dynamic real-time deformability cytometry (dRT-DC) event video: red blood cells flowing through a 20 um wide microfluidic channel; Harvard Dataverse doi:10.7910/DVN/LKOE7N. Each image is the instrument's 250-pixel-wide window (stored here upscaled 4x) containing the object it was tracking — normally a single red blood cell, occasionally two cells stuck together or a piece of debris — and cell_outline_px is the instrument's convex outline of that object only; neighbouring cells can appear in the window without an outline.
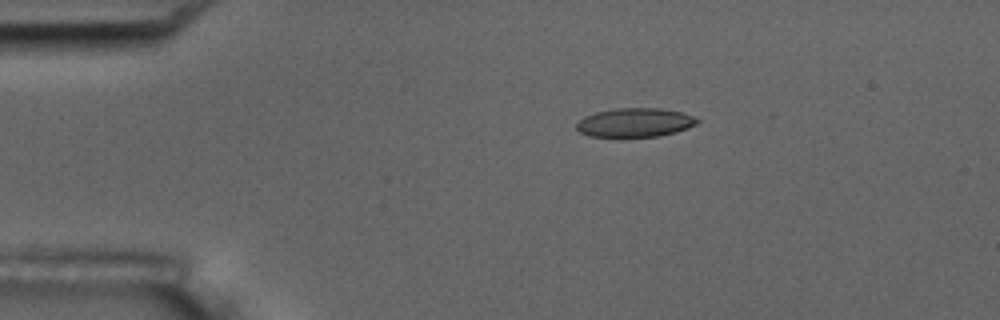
{"species": "common noctule bat (a hibernating species)", "species_latin": "Nyctalus noctula", "temperature_condition": "room temperature", "stored_images_in_passage": 8, "camera_frame_rate_fps": 3000, "um_per_image_px": 0.085, "animal": {"sex": "male", "body_mass_g": 17.5, "forearm_length_mm": 52.3}, "frame": {"image": 1, "passage_image": 4, "time_ms": 3.333, "image_size_px": [1000, 320], "cell_outline_px": [[700, 120], [696, 124], [688, 128], [676, 132], [660, 136], [620, 140], [588, 136], [580, 132], [576, 128], [576, 124], [584, 116], [596, 112], [616, 108], [660, 108], [680, 112], [692, 116]], "centroid_in_image_um": [53.91, 10.47], "position_along_channel_um": 31.1, "area_um2": 21.21}}
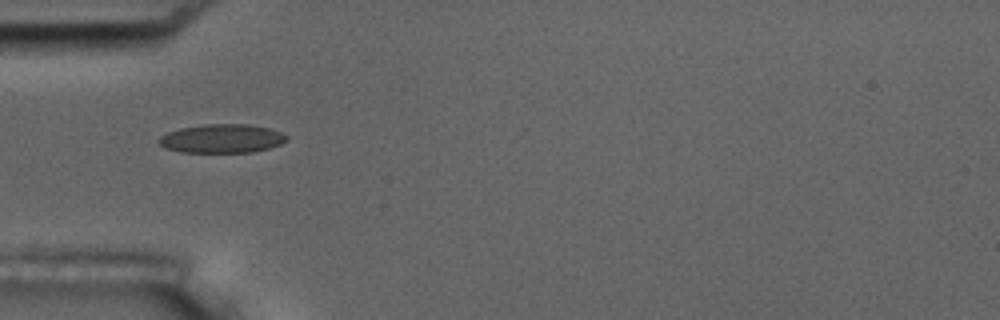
{"frame": {"image": 2, "passage_image": 6, "time_ms": 5.667, "image_size_px": [1000, 320], "cell_outline_px": [[288, 140], [280, 144], [268, 148], [252, 152], [180, 152], [164, 148], [156, 140], [160, 136], [168, 132], [180, 128], [204, 124], [248, 124], [268, 128], [280, 132], [288, 136]], "centroid_in_image_um": [18.83, 11.78], "position_along_channel_um": 66.2, "area_um2": 21.44}}